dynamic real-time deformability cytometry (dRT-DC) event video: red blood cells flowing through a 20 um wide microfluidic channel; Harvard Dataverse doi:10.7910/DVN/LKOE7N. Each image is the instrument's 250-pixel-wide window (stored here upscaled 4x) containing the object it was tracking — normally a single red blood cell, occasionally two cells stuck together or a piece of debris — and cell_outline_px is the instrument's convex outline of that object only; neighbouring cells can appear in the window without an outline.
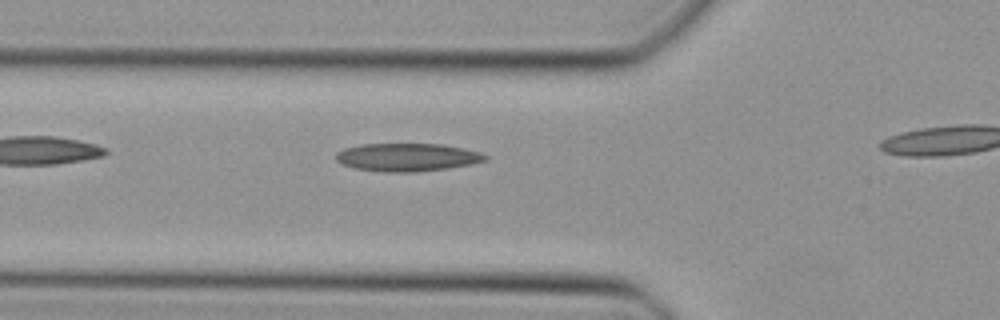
{"species": "Egyptian fruit bat (a non-hibernating species)", "species_latin": "Rousettus aegyptiacus", "temperature_condition": "cold", "stored_images_in_passage": 24, "camera_frame_rate_fps": 3000, "um_per_image_px": 0.085, "animal": {"sex": "female"}, "frame": {"image": 1, "passage_image": 2, "time_ms": 0.333, "image_size_px": [1000, 320], "cell_outline_px": [[488, 160], [472, 164], [448, 168], [416, 172], [384, 172], [352, 168], [340, 164], [336, 160], [336, 152], [344, 148], [360, 144], [444, 144], [464, 148], [480, 152], [488, 156]], "centroid_in_image_um": [34.6, 13.37], "position_along_channel_um": 91.2, "area_um2": 24.68}}
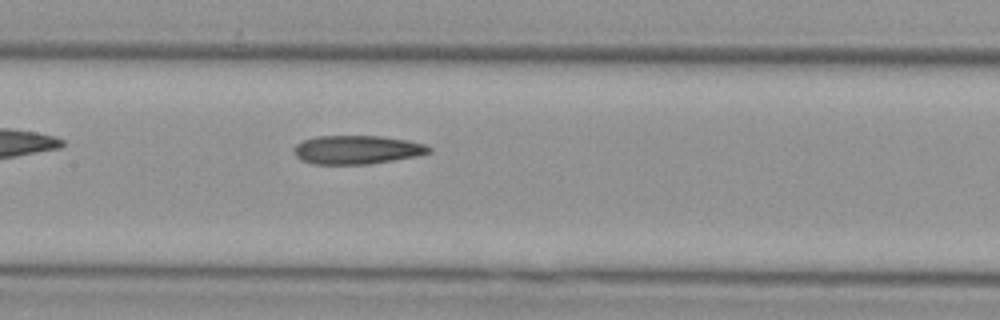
{"frame": {"image": 2, "passage_image": 8, "time_ms": 2.333, "image_size_px": [1000, 320], "cell_outline_px": [[432, 152], [416, 156], [368, 164], [312, 164], [300, 160], [292, 152], [292, 148], [296, 144], [304, 140], [316, 136], [380, 136], [408, 140], [424, 144], [432, 148]], "centroid_in_image_um": [30.3, 12.73], "position_along_channel_um": 177.1, "area_um2": 22.66}}
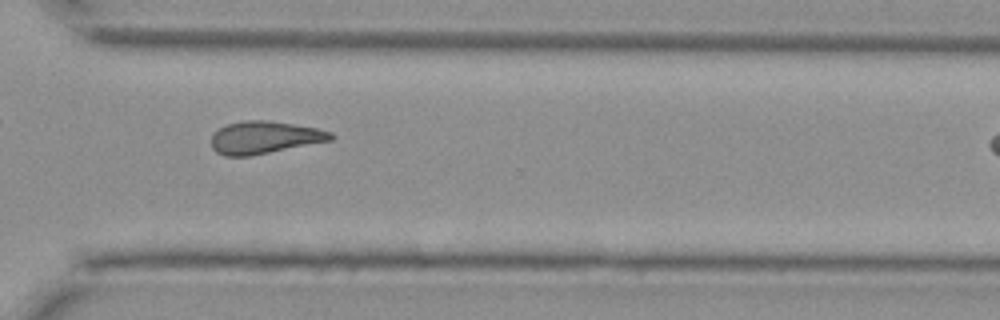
{"frame": {"image": 3, "passage_image": 20, "time_ms": 6.333, "image_size_px": [1000, 320], "cell_outline_px": [[336, 136], [332, 140], [252, 156], [224, 156], [216, 152], [212, 148], [212, 132], [228, 124], [244, 120], [268, 120], [316, 128], [332, 132]], "centroid_in_image_um": [22.48, 11.69], "position_along_channel_um": 348.1, "area_um2": 22.72}}